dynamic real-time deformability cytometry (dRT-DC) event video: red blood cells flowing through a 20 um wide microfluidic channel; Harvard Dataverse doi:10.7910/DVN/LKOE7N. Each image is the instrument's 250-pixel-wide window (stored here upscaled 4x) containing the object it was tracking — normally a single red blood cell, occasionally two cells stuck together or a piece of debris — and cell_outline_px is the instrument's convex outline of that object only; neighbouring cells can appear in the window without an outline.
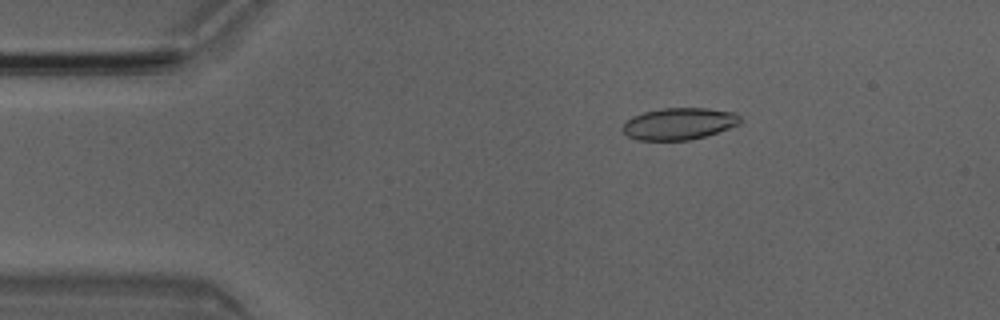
{"species": "Egyptian fruit bat (a non-hibernating species)", "species_latin": "Rousettus aegyptiacus", "temperature_condition": "room temperature", "stored_images_in_passage": 5, "camera_frame_rate_fps": 3000, "um_per_image_px": 0.085, "animal": {"sex": "male"}, "frame": {"image": 1, "passage_image": 3, "time_ms": 0.667, "image_size_px": [1000, 320], "cell_outline_px": [[740, 124], [704, 136], [688, 140], [636, 140], [628, 136], [620, 128], [632, 116], [644, 112], [660, 108], [708, 108], [736, 112], [740, 116]], "centroid_in_image_um": [57.71, 10.51], "position_along_channel_um": 27.3, "area_um2": 21.79}}
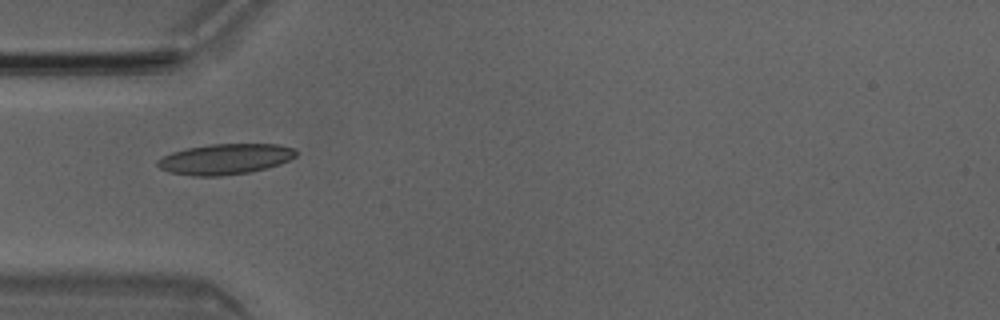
{"frame": {"image": 2, "passage_image": 5, "time_ms": 1.333, "image_size_px": [1000, 320], "cell_outline_px": [[296, 156], [288, 160], [264, 168], [248, 172], [220, 176], [192, 176], [168, 172], [160, 168], [156, 164], [156, 160], [172, 152], [188, 148], [208, 144], [280, 144], [296, 148]], "centroid_in_image_um": [19.11, 13.51], "position_along_channel_um": 65.9, "area_um2": 24.57}}